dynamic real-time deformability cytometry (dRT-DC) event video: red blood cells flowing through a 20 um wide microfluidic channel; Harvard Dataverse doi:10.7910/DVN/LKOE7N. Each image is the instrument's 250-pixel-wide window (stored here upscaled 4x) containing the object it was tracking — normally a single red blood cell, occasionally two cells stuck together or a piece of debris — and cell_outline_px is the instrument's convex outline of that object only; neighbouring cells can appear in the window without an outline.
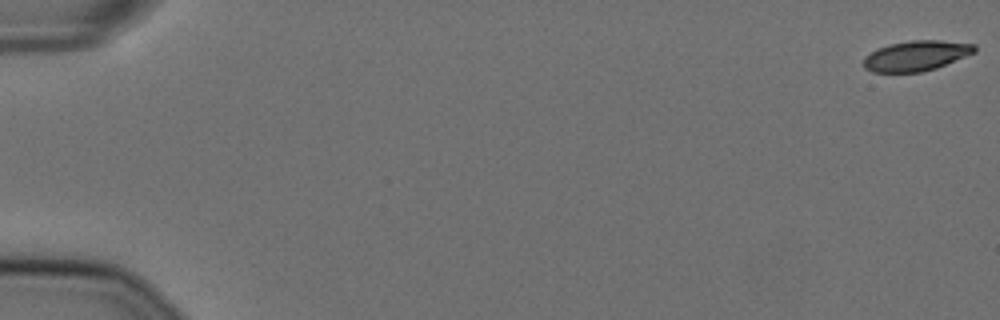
{"species": "Egyptian fruit bat (a non-hibernating species)", "species_latin": "Rousettus aegyptiacus", "temperature_condition": "cold", "stored_images_in_passage": 57, "camera_frame_rate_fps": 3000, "um_per_image_px": 0.085, "animal": {"sex": "female"}, "frame": {"image": 1, "passage_image": 1, "time_ms": 0.0, "image_size_px": [1000, 320], "cell_outline_px": [[976, 52], [936, 68], [920, 72], [872, 72], [864, 68], [864, 56], [880, 48], [892, 44], [912, 40], [940, 40], [976, 44]], "centroid_in_image_um": [77.9, 4.74], "position_along_channel_um": 7.1, "area_um2": 19.36}}
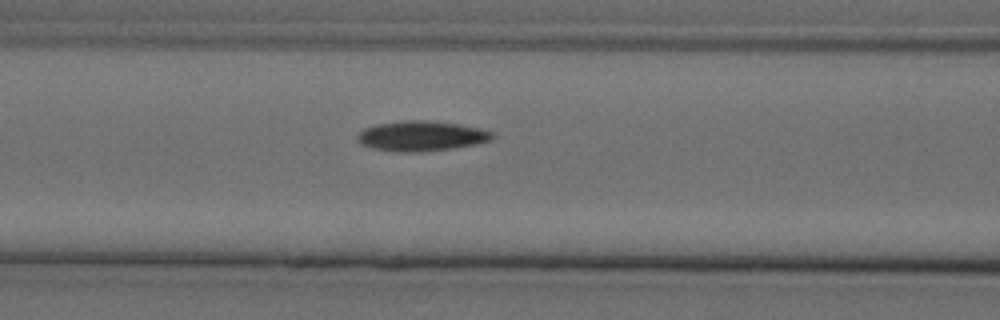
{"frame": {"image": 2, "passage_image": 25, "time_ms": 8.0, "image_size_px": [1000, 320], "cell_outline_px": [[496, 136], [492, 140], [476, 144], [452, 148], [420, 152], [396, 152], [372, 148], [360, 144], [356, 140], [356, 136], [364, 128], [376, 124], [404, 120], [424, 120], [460, 124], [480, 128], [492, 132]], "centroid_in_image_um": [35.8, 11.56], "position_along_channel_um": 130.8, "area_um2": 23.87}}
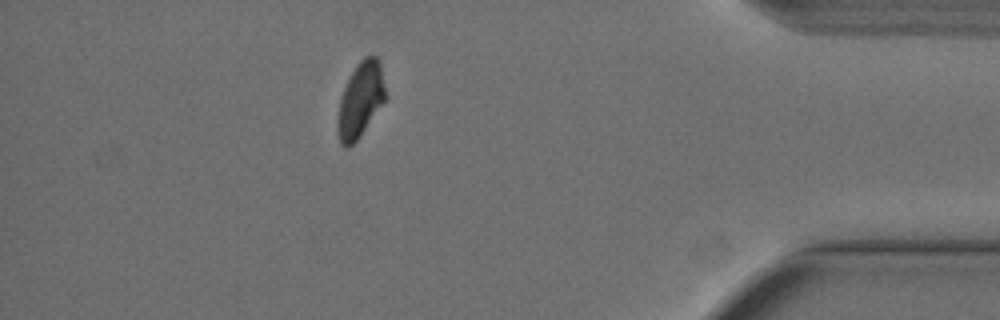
{"frame": {"image": 3, "passage_image": 51, "time_ms": 16.667, "image_size_px": [1000, 320], "cell_outline_px": [[384, 100], [360, 136], [348, 148], [344, 148], [340, 144], [336, 132], [336, 124], [340, 100], [344, 88], [356, 64], [364, 56], [376, 56], [380, 60], [384, 88]], "centroid_in_image_um": [30.59, 8.51], "position_along_channel_um": 404.6, "area_um2": 20.58}, "authors_computed_cell_mechanics": {"area_um2": 22.0218, "velocity_mm_per_s": 3.6075, "shape_relaxation_time_tau1_ms": 8.5959, "shape_relaxation_time_tau2_ms": null, "deformation_change_tau1": 0.1824, "deformation_change_tau2": null}}